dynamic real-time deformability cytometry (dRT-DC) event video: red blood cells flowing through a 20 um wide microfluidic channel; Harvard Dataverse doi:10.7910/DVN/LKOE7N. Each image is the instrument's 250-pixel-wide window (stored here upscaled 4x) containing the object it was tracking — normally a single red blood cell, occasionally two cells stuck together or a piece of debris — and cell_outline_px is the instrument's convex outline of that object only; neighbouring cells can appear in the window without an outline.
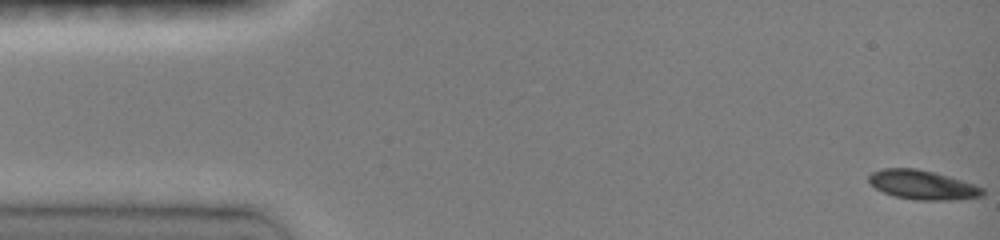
{"species": "common noctule bat (a hibernating species)", "species_latin": "Nyctalus noctula", "temperature_condition": "room temperature", "stored_images_in_passage": 12, "camera_frame_rate_fps": 3000, "um_per_image_px": 0.085, "animal": {"sex": "female", "body_mass_g": 19.0, "forearm_length_mm": 51.5}, "frame": {"image": 1, "passage_image": 1, "time_ms": 0.0, "image_size_px": [1000, 240], "cell_outline_px": [[984, 196], [956, 200], [916, 200], [896, 196], [884, 192], [876, 188], [868, 180], [868, 176], [872, 172], [884, 168], [916, 168], [948, 176], [976, 184], [984, 188]], "centroid_in_image_um": [78.46, 15.72], "position_along_channel_um": 6.5, "area_um2": 19.36}}
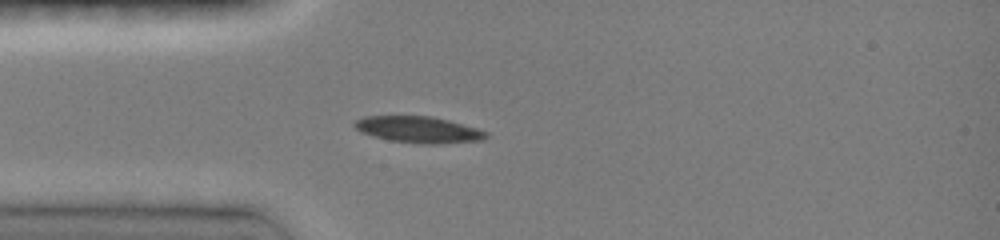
{"frame": {"image": 2, "passage_image": 9, "time_ms": 4.0, "image_size_px": [1000, 240], "cell_outline_px": [[488, 136], [484, 140], [436, 144], [424, 144], [388, 140], [372, 136], [360, 132], [352, 124], [356, 120], [364, 116], [432, 116], [448, 120], [476, 128], [488, 132]], "centroid_in_image_um": [35.56, 11.02], "position_along_channel_um": 49.4, "area_um2": 20.29}}